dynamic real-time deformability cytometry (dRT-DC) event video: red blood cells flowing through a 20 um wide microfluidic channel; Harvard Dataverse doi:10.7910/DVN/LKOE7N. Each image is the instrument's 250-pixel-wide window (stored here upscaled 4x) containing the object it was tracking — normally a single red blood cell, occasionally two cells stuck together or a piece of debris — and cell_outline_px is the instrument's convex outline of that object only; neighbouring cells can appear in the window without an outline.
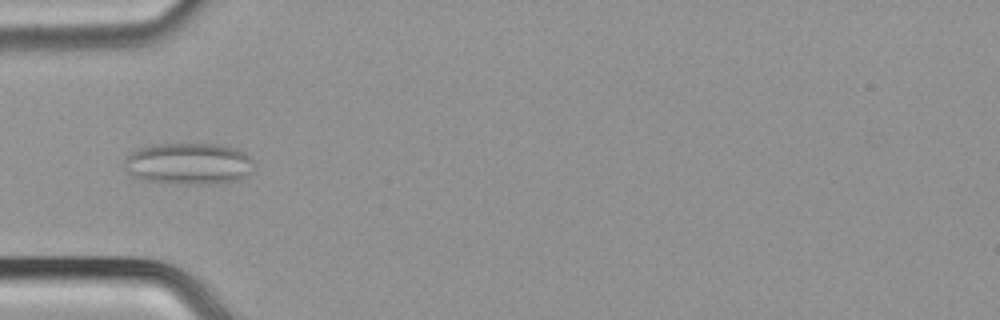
{"species": "common noctule bat (a hibernating species)", "species_latin": "Nyctalus noctula", "temperature_condition": "cold", "stored_images_in_passage": 50, "camera_frame_rate_fps": 3000, "um_per_image_px": 0.085, "animal": {"sex": "male", "body_mass_g": 21.5, "forearm_length_mm": 52.0}, "frame": {"image": 1, "passage_image": 16, "time_ms": 5.0, "image_size_px": [1000, 320], "cell_outline_px": [[252, 172], [248, 176], [240, 180], [212, 184], [176, 184], [140, 180], [132, 176], [124, 168], [124, 160], [132, 152], [140, 148], [156, 144], [216, 144], [236, 148], [244, 152], [248, 156]], "centroid_in_image_um": [16.01, 13.93], "position_along_channel_um": 69.0, "area_um2": 31.62}}
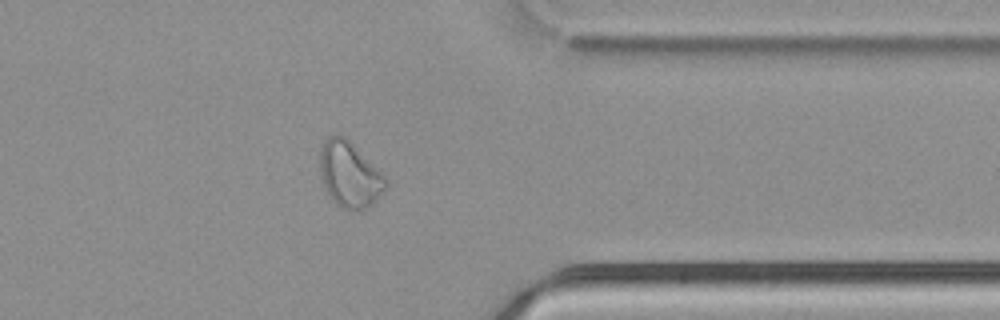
{"frame": {"image": 2, "passage_image": 40, "time_ms": 13.0, "image_size_px": [1000, 320], "cell_outline_px": [[388, 184], [384, 192], [368, 208], [360, 212], [352, 212], [336, 204], [320, 180], [320, 148], [324, 140], [328, 136], [336, 132], [340, 132], [388, 180]], "centroid_in_image_um": [29.69, 14.85], "position_along_channel_um": 381.7, "area_um2": 25.37}}
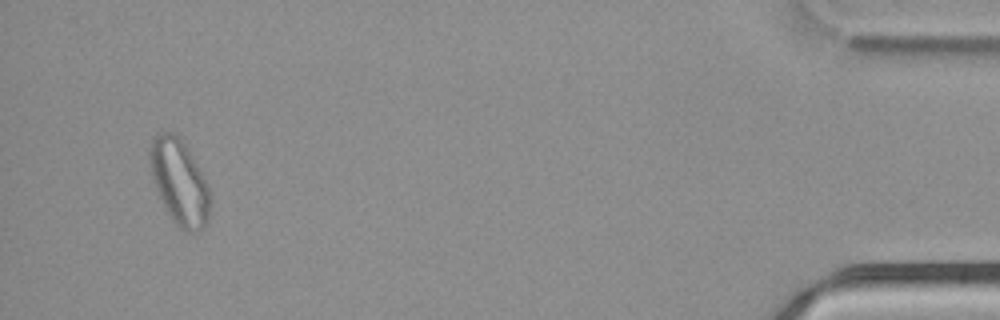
{"frame": {"image": 3, "passage_image": 48, "time_ms": 15.667, "image_size_px": [1000, 320], "cell_outline_px": [[208, 220], [204, 228], [196, 232], [188, 232], [180, 228], [172, 220], [156, 188], [152, 176], [148, 156], [148, 152], [152, 140], [156, 132], [172, 132], [184, 144], [208, 184]], "centroid_in_image_um": [15.22, 15.47], "position_along_channel_um": 420.0, "area_um2": 29.25}}